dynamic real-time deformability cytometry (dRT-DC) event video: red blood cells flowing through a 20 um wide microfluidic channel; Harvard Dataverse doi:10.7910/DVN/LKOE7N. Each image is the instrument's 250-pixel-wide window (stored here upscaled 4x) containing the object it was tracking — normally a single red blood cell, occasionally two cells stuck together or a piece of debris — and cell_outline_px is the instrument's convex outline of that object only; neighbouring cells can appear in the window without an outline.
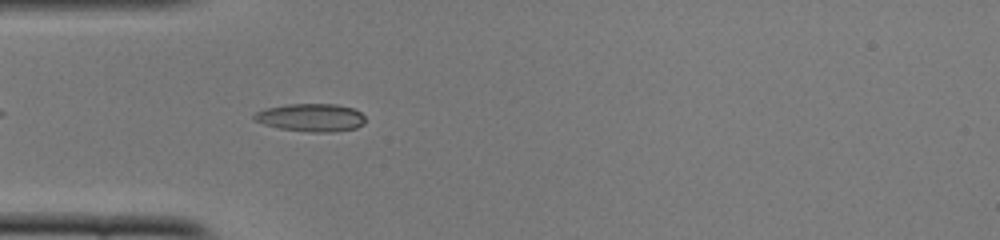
{"species": "common noctule bat (a hibernating species)", "species_latin": "Nyctalus noctula", "temperature_condition": "cold", "stored_images_in_passage": 41, "camera_frame_rate_fps": 3000, "um_per_image_px": 0.085, "animal": {"sex": "female", "body_mass_g": 22.0, "forearm_length_mm": 56.7}, "frame": {"image": 1, "passage_image": 5, "time_ms": 1.333, "image_size_px": [1000, 240], "cell_outline_px": [[364, 124], [356, 128], [332, 132], [308, 132], [280, 128], [264, 124], [256, 120], [252, 116], [256, 112], [268, 108], [288, 104], [336, 104], [352, 108], [360, 112], [364, 116]], "centroid_in_image_um": [26.46, 9.99], "position_along_channel_um": 58.5, "area_um2": 17.92}}
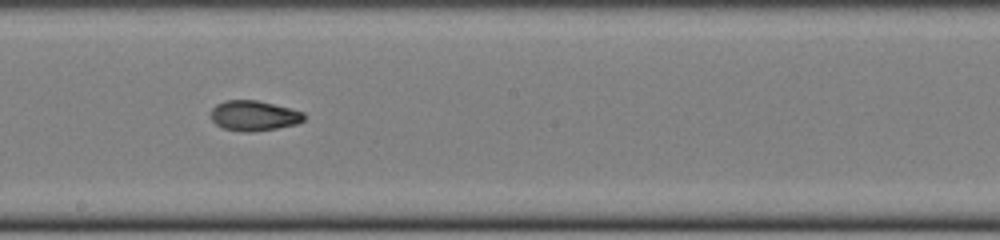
{"frame": {"image": 2, "passage_image": 18, "time_ms": 5.667, "image_size_px": [1000, 240], "cell_outline_px": [[304, 120], [296, 124], [276, 128], [252, 132], [244, 132], [224, 128], [216, 124], [212, 120], [212, 108], [216, 104], [224, 100], [256, 100], [304, 112]], "centroid_in_image_um": [21.57, 9.83], "position_along_channel_um": 226.6, "area_um2": 16.18}}
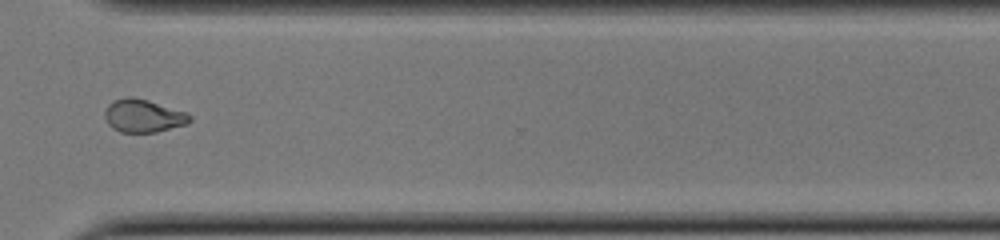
{"frame": {"image": 3, "passage_image": 28, "time_ms": 9.0, "image_size_px": [1000, 240], "cell_outline_px": [[192, 120], [188, 124], [156, 132], [120, 132], [112, 128], [108, 124], [104, 116], [104, 112], [108, 104], [112, 100], [124, 96], [132, 96], [148, 100], [188, 112], [192, 116]], "centroid_in_image_um": [12.19, 9.83], "position_along_channel_um": 358.4, "area_um2": 16.7}, "authors_computed_cell_mechanics": {"area_um2": 16.6464, "velocity_mm_per_s": 3.9347, "shape_relaxation_time_tau1_ms": 5.8541, "shape_relaxation_time_tau2_ms": 2.5261, "deformation_change_tau1": 0.1967, "deformation_change_tau2": 0.0758}}